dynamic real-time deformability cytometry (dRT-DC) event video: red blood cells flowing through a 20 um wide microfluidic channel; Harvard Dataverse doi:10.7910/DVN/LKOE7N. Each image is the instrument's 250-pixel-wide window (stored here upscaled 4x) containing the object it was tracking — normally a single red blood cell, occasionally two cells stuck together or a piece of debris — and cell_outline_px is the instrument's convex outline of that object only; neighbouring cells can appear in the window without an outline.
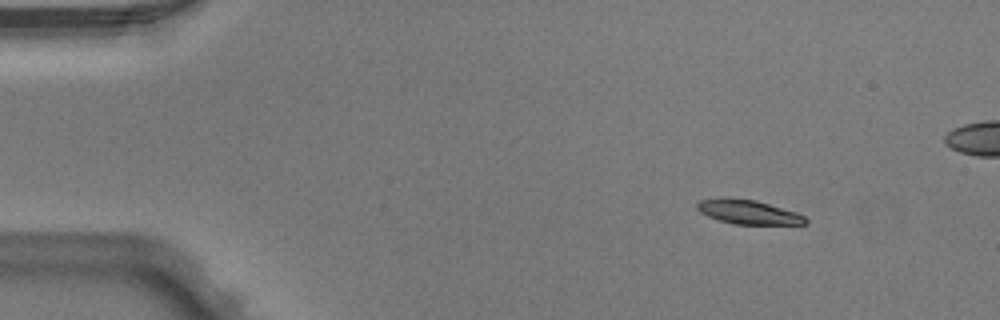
{"species": "Egyptian fruit bat (a non-hibernating species)", "species_latin": "Rousettus aegyptiacus", "temperature_condition": "warm", "stored_images_in_passage": 5, "camera_frame_rate_fps": 3000, "um_per_image_px": 0.085, "animal": {"sex": "male"}, "frame": {"image": 1, "passage_image": 1, "time_ms": 0.0, "image_size_px": [1000, 320], "cell_outline_px": [[808, 224], [736, 224], [720, 220], [708, 216], [700, 212], [696, 208], [696, 204], [700, 200], [756, 200], [796, 212], [804, 216], [808, 220]], "centroid_in_image_um": [63.68, 18.06], "position_along_channel_um": 21.3, "area_um2": 14.57}}
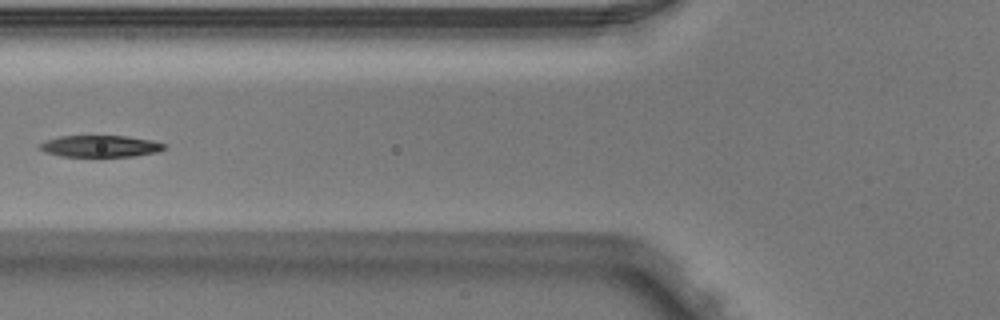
{"frame": {"image": 2, "passage_image": 5, "time_ms": 1.333, "image_size_px": [1000, 320], "cell_outline_px": [[168, 148], [156, 152], [136, 156], [60, 156], [44, 152], [40, 148], [40, 144], [48, 140], [60, 136], [128, 136], [152, 140], [164, 144]], "centroid_in_image_um": [8.57, 12.42], "position_along_channel_um": 117.2, "area_um2": 15.61}}